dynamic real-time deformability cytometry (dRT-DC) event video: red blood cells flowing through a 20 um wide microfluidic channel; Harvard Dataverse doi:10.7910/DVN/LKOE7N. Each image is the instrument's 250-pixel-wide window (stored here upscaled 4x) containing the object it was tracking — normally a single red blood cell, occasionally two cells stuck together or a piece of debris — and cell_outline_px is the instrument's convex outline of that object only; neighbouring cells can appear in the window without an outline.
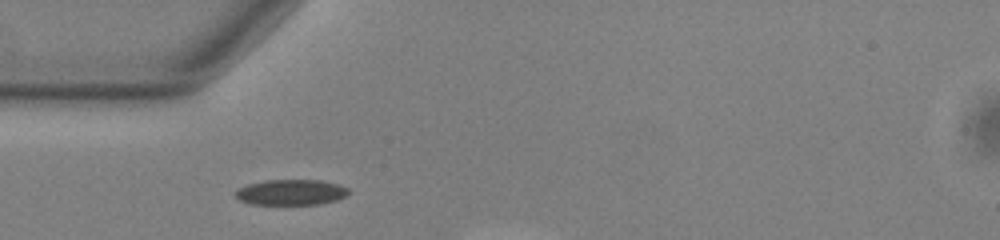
{"species": "common noctule bat (a hibernating species)", "species_latin": "Nyctalus noctula", "temperature_condition": "warm", "stored_images_in_passage": 10, "camera_frame_rate_fps": 3000, "um_per_image_px": 0.085, "animal": {"sex": "male", "body_mass_g": 13.0, "forearm_length_mm": 53.1}, "frame": {"image": 1, "passage_image": 1, "time_ms": 0.0, "image_size_px": [1000, 240], "cell_outline_px": [[348, 192], [344, 196], [336, 200], [320, 204], [252, 204], [240, 200], [236, 196], [236, 188], [248, 184], [268, 180], [320, 180], [340, 184], [348, 188]], "centroid_in_image_um": [24.74, 16.33], "position_along_channel_um": 60.3, "area_um2": 16.76}}
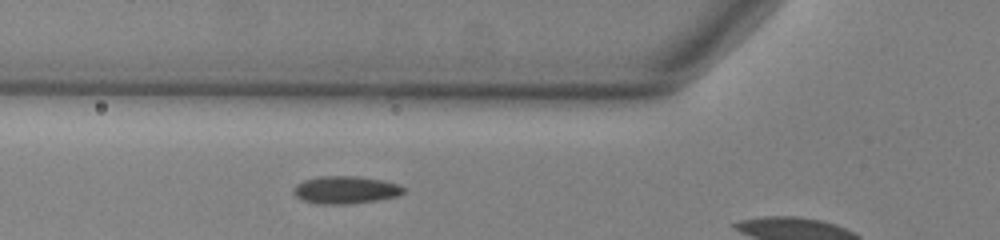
{"frame": {"image": 2, "passage_image": 4, "time_ms": 1.0, "image_size_px": [1000, 240], "cell_outline_px": [[404, 192], [396, 196], [376, 200], [348, 204], [324, 204], [300, 200], [296, 196], [296, 184], [304, 180], [320, 176], [356, 176], [384, 180], [400, 184], [404, 188]], "centroid_in_image_um": [29.4, 16.13], "position_along_channel_um": 96.4, "area_um2": 17.51}}
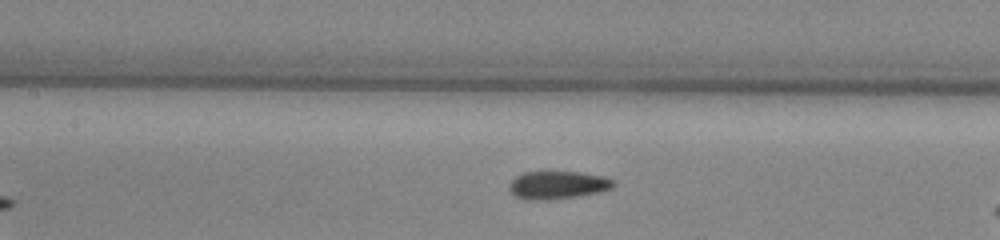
{"frame": {"image": 3, "passage_image": 9, "time_ms": 2.667, "image_size_px": [1000, 240], "cell_outline_px": [[616, 184], [612, 188], [596, 192], [576, 196], [552, 200], [524, 200], [516, 196], [508, 188], [508, 184], [516, 176], [524, 172], [580, 172], [604, 176], [616, 180]], "centroid_in_image_um": [47.4, 15.73], "position_along_channel_um": 160.0, "area_um2": 17.05}}